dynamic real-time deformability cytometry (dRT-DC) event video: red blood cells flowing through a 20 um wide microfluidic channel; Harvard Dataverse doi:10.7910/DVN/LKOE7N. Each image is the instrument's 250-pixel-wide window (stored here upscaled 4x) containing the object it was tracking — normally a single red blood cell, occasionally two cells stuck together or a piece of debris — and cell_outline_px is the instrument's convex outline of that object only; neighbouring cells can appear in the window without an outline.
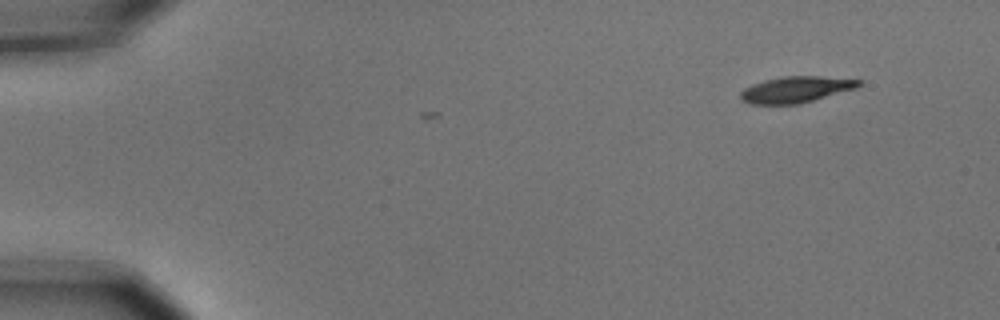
{"species": "common noctule bat (a hibernating species)", "species_latin": "Nyctalus noctula", "temperature_condition": "cold", "stored_images_in_passage": 4, "camera_frame_rate_fps": 3000, "um_per_image_px": 0.085, "animal": {"sex": "male", "body_mass_g": 15.6}, "frame": {"image": 1, "passage_image": 4, "time_ms": 1.0, "image_size_px": [1000, 320], "cell_outline_px": [[860, 84], [856, 88], [812, 100], [796, 104], [752, 104], [740, 100], [740, 92], [744, 88], [752, 84], [764, 80], [780, 76], [820, 76], [860, 80]], "centroid_in_image_um": [67.58, 7.6], "position_along_channel_um": 17.4, "area_um2": 17.86}}